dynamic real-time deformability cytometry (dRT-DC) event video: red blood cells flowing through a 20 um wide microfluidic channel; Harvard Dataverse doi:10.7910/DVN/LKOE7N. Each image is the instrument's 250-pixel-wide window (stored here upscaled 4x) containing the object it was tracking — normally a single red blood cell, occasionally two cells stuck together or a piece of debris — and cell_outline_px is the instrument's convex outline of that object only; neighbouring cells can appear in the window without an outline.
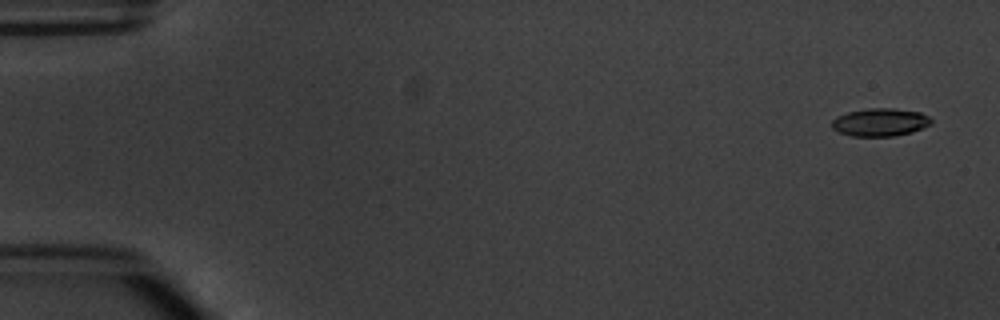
{"species": "common noctule bat (a hibernating species)", "species_latin": "Nyctalus noctula", "temperature_condition": "warm", "stored_images_in_passage": 6, "segment_of_instrument_passage": [1, 2], "camera_frame_rate_fps": 3000, "um_per_image_px": 0.085, "animal": {"sex": "male", "body_mass_g": 20.1, "forearm_length_mm": 53.5}, "frame": {"image": 1, "passage_image": 1, "time_ms": 0.0, "image_size_px": [1000, 320], "cell_outline_px": [[932, 124], [912, 132], [892, 136], [852, 136], [840, 132], [832, 128], [832, 120], [836, 116], [848, 112], [868, 108], [892, 108], [920, 112], [928, 116], [932, 120]], "centroid_in_image_um": [74.81, 10.38], "position_along_channel_um": 10.2, "area_um2": 16.13}}
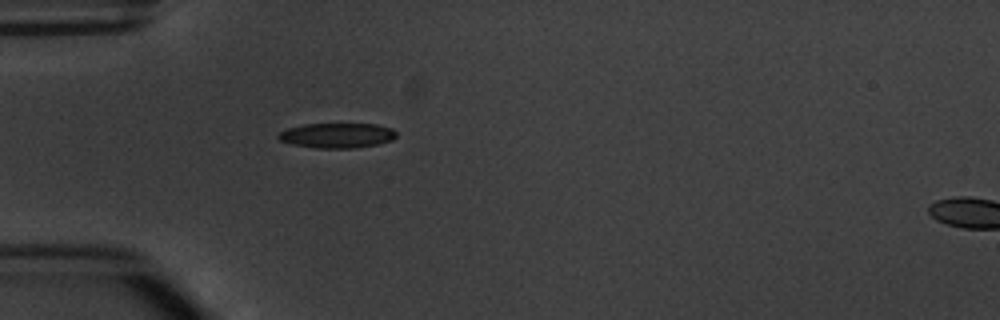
{"frame": {"image": 2, "passage_image": 5, "time_ms": 4.667, "image_size_px": [1000, 320], "cell_outline_px": [[396, 136], [392, 140], [376, 144], [356, 148], [316, 148], [292, 144], [280, 140], [276, 136], [280, 132], [288, 128], [304, 124], [376, 124], [392, 128], [396, 132]], "centroid_in_image_um": [28.65, 11.51], "position_along_channel_um": 56.3, "area_um2": 17.11}}